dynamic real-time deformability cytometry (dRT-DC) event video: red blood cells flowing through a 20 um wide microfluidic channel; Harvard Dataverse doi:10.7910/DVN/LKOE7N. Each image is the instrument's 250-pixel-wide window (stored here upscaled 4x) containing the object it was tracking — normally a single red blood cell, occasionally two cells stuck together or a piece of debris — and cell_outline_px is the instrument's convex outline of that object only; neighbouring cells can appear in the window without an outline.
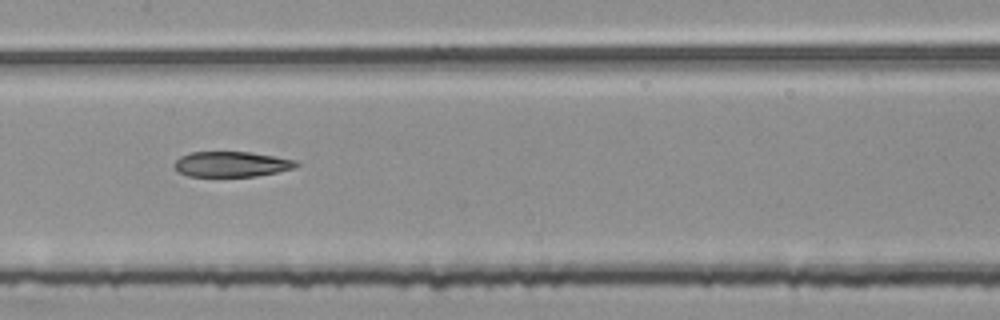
{"species": "common noctule bat (a hibernating species)", "species_latin": "Nyctalus noctula", "temperature_condition": "room temperature", "stored_images_in_passage": 40, "segment_of_instrument_passage": [2, 2], "camera_frame_rate_fps": 3000, "um_per_image_px": 0.085, "animal": {"sex": "female", "body_mass_g": 25.1}, "frame": {"image": 1, "passage_image": 13, "time_ms": 4.0, "image_size_px": [1000, 320], "cell_outline_px": [[300, 164], [296, 168], [256, 176], [188, 176], [180, 172], [172, 164], [180, 156], [188, 152], [252, 152], [296, 160]], "centroid_in_image_um": [19.69, 13.95], "position_along_channel_um": 187.7, "area_um2": 18.03}}
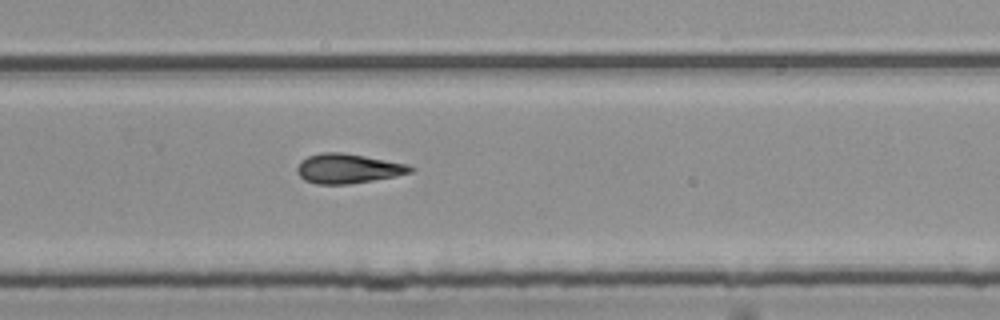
{"frame": {"image": 2, "passage_image": 22, "time_ms": 7.0, "image_size_px": [1000, 320], "cell_outline_px": [[416, 168], [412, 172], [396, 176], [348, 184], [316, 184], [304, 180], [296, 172], [296, 168], [300, 160], [308, 156], [320, 152], [344, 152], [408, 164]], "centroid_in_image_um": [29.56, 14.32], "position_along_channel_um": 300.2, "area_um2": 19.71}}
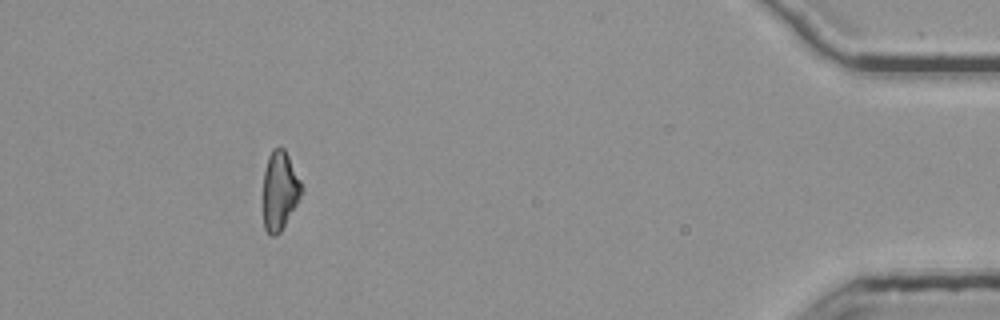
{"frame": {"image": 3, "passage_image": 36, "time_ms": 11.667, "image_size_px": [1000, 320], "cell_outline_px": [[304, 192], [280, 232], [276, 236], [268, 236], [264, 228], [264, 172], [268, 156], [272, 148], [284, 148], [304, 188]], "centroid_in_image_um": [23.79, 16.23], "position_along_channel_um": 411.4, "area_um2": 17.63}}